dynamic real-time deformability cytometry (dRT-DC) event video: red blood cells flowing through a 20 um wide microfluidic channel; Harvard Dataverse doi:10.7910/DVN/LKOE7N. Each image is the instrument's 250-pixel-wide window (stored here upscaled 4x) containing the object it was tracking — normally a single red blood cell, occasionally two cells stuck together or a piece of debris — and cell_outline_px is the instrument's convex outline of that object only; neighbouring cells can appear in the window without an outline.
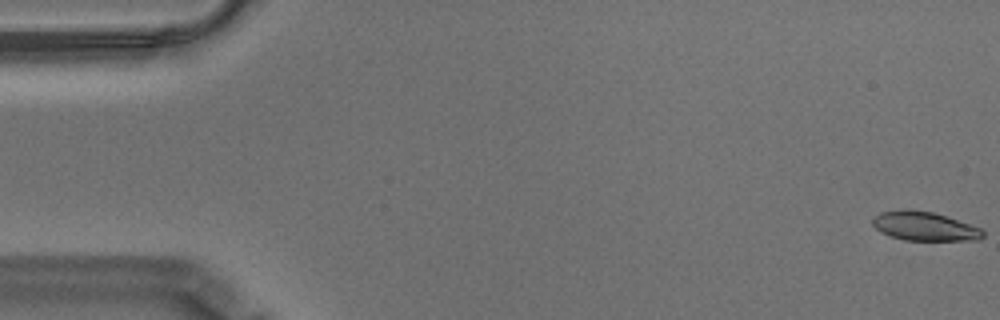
{"species": "Egyptian fruit bat (a non-hibernating species)", "species_latin": "Rousettus aegyptiacus", "temperature_condition": "warm", "stored_images_in_passage": 58, "camera_frame_rate_fps": 3000, "um_per_image_px": 0.085, "animal": {"sex": "male"}, "frame": {"image": 1, "passage_image": 1, "time_ms": 0.0, "image_size_px": [1000, 320], "cell_outline_px": [[984, 236], [976, 240], [904, 240], [880, 232], [872, 224], [872, 216], [880, 212], [904, 208], [932, 212], [948, 216], [980, 228], [984, 232]], "centroid_in_image_um": [78.54, 19.21], "position_along_channel_um": 6.5, "area_um2": 18.73}}
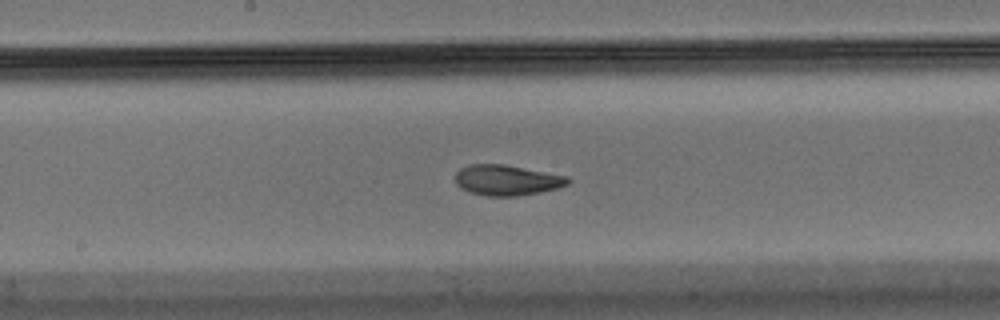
{"frame": {"image": 2, "passage_image": 30, "time_ms": 9.667, "image_size_px": [1000, 320], "cell_outline_px": [[572, 180], [568, 184], [556, 188], [516, 196], [484, 196], [468, 192], [460, 188], [456, 184], [456, 172], [460, 168], [468, 164], [504, 164], [568, 176]], "centroid_in_image_um": [43.04, 15.31], "position_along_channel_um": 205.2, "area_um2": 20.06}}
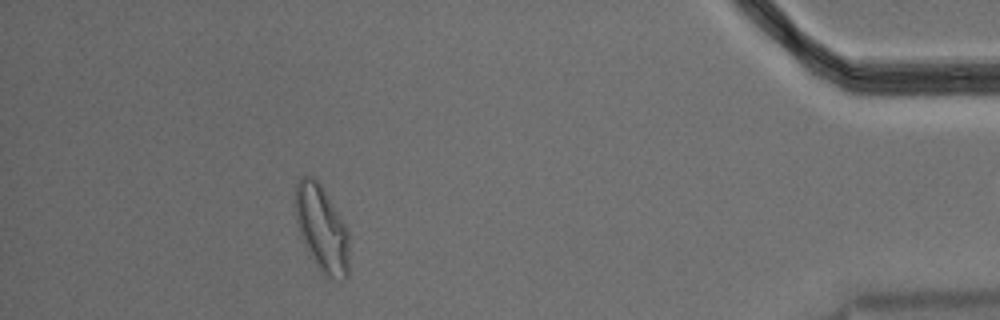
{"frame": {"image": 3, "passage_image": 52, "time_ms": 17.0, "image_size_px": [1000, 320], "cell_outline_px": [[348, 276], [344, 280], [328, 280], [320, 272], [308, 256], [300, 236], [296, 224], [296, 184], [300, 176], [312, 176], [320, 184], [348, 228]], "centroid_in_image_um": [27.35, 19.52], "position_along_channel_um": 407.9, "area_um2": 27.57}, "authors_computed_cell_mechanics": {"area_um2": 19.9699, "velocity_mm_per_s": 3.5057, "shape_relaxation_time_tau1_ms": 4.725, "shape_relaxation_time_tau2_ms": 2.0821, "deformation_change_tau1": 0.1828, "deformation_change_tau2": 0.0848}}